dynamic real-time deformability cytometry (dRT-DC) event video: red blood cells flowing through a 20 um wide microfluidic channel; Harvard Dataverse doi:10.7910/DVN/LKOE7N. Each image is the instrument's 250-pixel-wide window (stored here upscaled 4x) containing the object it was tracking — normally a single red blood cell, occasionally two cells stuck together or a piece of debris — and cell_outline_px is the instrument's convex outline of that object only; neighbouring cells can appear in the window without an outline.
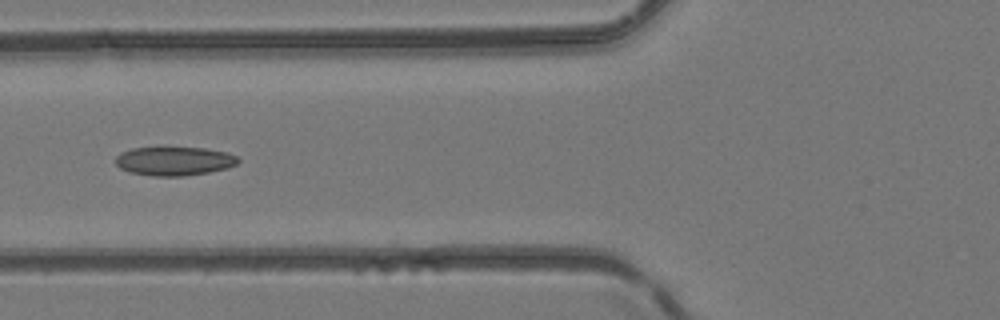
{"species": "common noctule bat (a hibernating species)", "species_latin": "Nyctalus noctula", "temperature_condition": "room temperature", "stored_images_in_passage": 6, "camera_frame_rate_fps": 3000, "um_per_image_px": 0.085, "animal": {"sex": "female", "body_mass_g": 24.6, "forearm_length_mm": 56.2}, "frame": {"image": 1, "passage_image": 5, "time_ms": 1.333, "image_size_px": [1000, 320], "cell_outline_px": [[240, 160], [236, 164], [228, 168], [208, 172], [184, 176], [152, 176], [128, 172], [120, 168], [116, 164], [116, 156], [120, 152], [132, 148], [160, 144], [204, 148], [224, 152], [236, 156]], "centroid_in_image_um": [14.74, 13.64], "position_along_channel_um": 111.1, "area_um2": 21.5}}
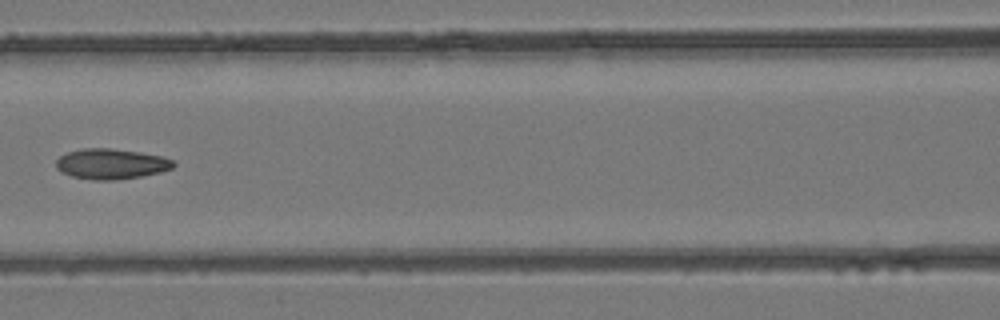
{"frame": {"image": 2, "passage_image": 6, "time_ms": 1.667, "image_size_px": [1000, 320], "cell_outline_px": [[176, 164], [172, 168], [160, 172], [140, 176], [116, 180], [92, 180], [72, 176], [60, 172], [56, 168], [56, 160], [60, 156], [68, 152], [84, 148], [112, 148], [140, 152], [160, 156], [172, 160]], "centroid_in_image_um": [9.42, 13.93], "position_along_channel_um": 157.2, "area_um2": 20.75}}